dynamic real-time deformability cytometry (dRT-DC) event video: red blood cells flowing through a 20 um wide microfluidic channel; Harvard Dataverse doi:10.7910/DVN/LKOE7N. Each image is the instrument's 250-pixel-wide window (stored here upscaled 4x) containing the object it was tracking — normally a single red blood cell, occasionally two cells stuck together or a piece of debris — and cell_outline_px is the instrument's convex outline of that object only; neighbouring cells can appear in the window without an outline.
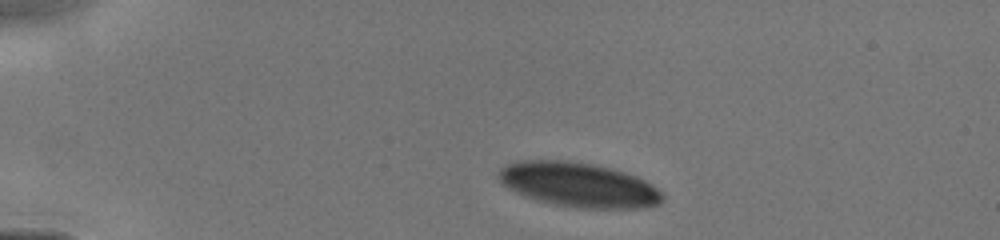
{"species": "human", "species_latin": "Homo sapiens", "temperature_condition": "cold", "stored_images_in_passage": 4, "camera_frame_rate_fps": 3000, "um_per_image_px": 0.085, "donor": {"sex": "male"}, "frame": {"image": 1, "passage_image": 1, "time_ms": 0.0, "image_size_px": [1000, 240], "cell_outline_px": [[664, 200], [660, 204], [644, 208], [576, 208], [536, 200], [524, 196], [508, 188], [500, 180], [500, 168], [516, 160], [564, 160], [592, 164], [612, 168], [636, 176], [652, 184], [664, 196]], "centroid_in_image_um": [49.21, 15.71], "position_along_channel_um": 35.8, "area_um2": 42.48}}
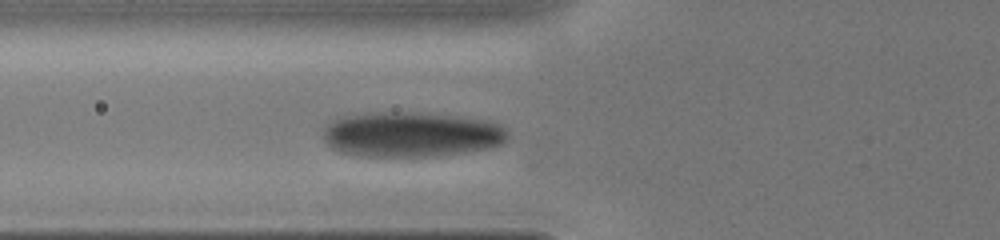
{"frame": {"image": 2, "passage_image": 4, "time_ms": 2.667, "image_size_px": [1000, 240], "cell_outline_px": [[512, 136], [504, 144], [492, 148], [436, 156], [364, 156], [340, 152], [332, 148], [324, 140], [324, 128], [332, 120], [344, 116], [368, 112], [408, 112], [460, 116], [488, 120], [500, 124]], "centroid_in_image_um": [35.02, 11.42], "position_along_channel_um": 90.8, "area_um2": 49.01}}